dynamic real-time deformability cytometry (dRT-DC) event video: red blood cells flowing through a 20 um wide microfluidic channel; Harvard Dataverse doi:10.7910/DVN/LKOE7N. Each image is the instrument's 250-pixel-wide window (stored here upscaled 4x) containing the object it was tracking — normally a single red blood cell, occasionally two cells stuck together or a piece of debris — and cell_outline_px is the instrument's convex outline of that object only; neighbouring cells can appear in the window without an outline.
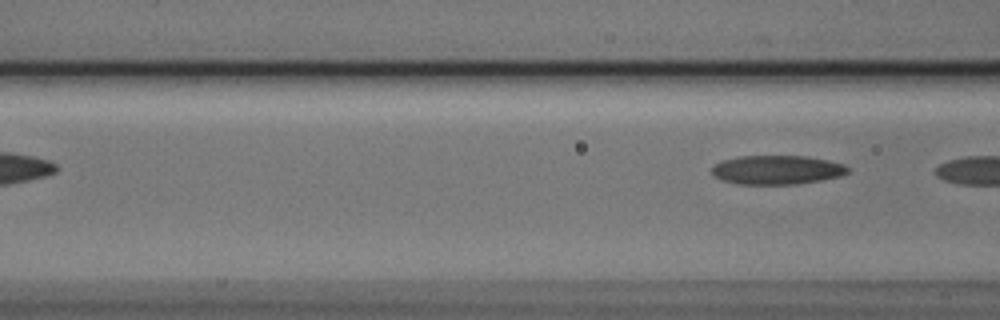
{"species": "Egyptian fruit bat (a non-hibernating species)", "species_latin": "Rousettus aegyptiacus", "temperature_condition": "cold", "stored_images_in_passage": 6, "camera_frame_rate_fps": 3000, "um_per_image_px": 0.085, "animal": {"sex": "male"}, "frame": {"image": 1, "passage_image": 6, "time_ms": 1.667, "image_size_px": [1000, 320], "cell_outline_px": [[848, 172], [840, 176], [820, 180], [796, 184], [740, 184], [720, 180], [712, 176], [712, 168], [716, 164], [724, 160], [740, 156], [804, 156], [828, 160], [844, 164], [848, 168]], "centroid_in_image_um": [66.02, 14.44], "position_along_channel_um": 100.6, "area_um2": 22.89}}